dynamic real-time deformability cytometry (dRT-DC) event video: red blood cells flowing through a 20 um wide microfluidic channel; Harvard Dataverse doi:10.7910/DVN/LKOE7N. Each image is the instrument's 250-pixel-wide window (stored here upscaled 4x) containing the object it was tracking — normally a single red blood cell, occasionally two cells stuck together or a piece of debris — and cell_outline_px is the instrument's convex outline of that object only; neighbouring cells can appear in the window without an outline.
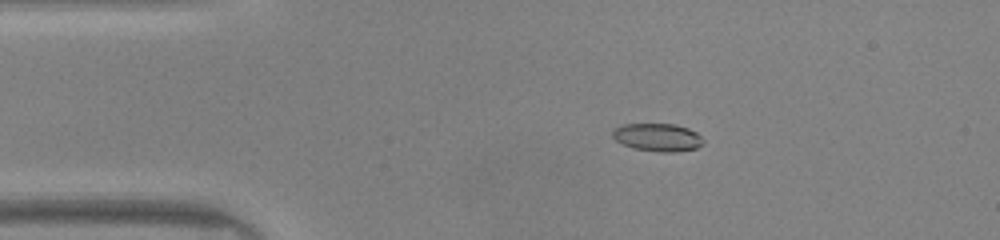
{"species": "common noctule bat (a hibernating species)", "species_latin": "Nyctalus noctula", "temperature_condition": "warm", "stored_images_in_passage": 39, "camera_frame_rate_fps": 3000, "um_per_image_px": 0.085, "animal": {"sex": "male", "body_mass_g": 20.0, "forearm_length_mm": 53.3}, "frame": {"image": 1, "passage_image": 6, "time_ms": 1.667, "image_size_px": [1000, 240], "cell_outline_px": [[704, 144], [696, 148], [676, 152], [660, 152], [632, 148], [616, 140], [612, 136], [612, 128], [624, 124], [676, 124], [688, 128], [696, 132], [704, 140]], "centroid_in_image_um": [55.9, 11.67], "position_along_channel_um": 29.1, "area_um2": 14.85}}
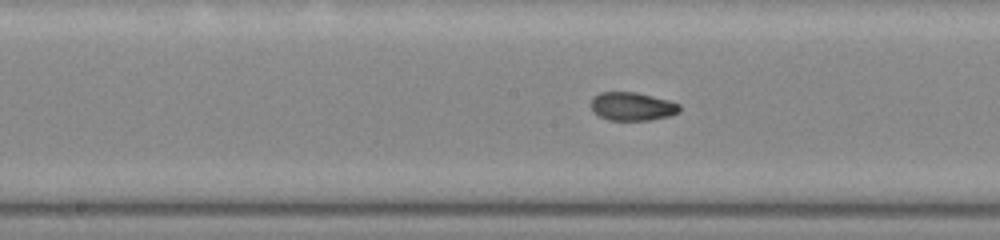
{"frame": {"image": 2, "passage_image": 21, "time_ms": 6.667, "image_size_px": [1000, 240], "cell_outline_px": [[680, 112], [668, 116], [648, 120], [608, 120], [592, 112], [592, 96], [600, 92], [636, 92], [668, 100], [680, 104]], "centroid_in_image_um": [53.72, 9.04], "position_along_channel_um": 194.5, "area_um2": 14.62}}
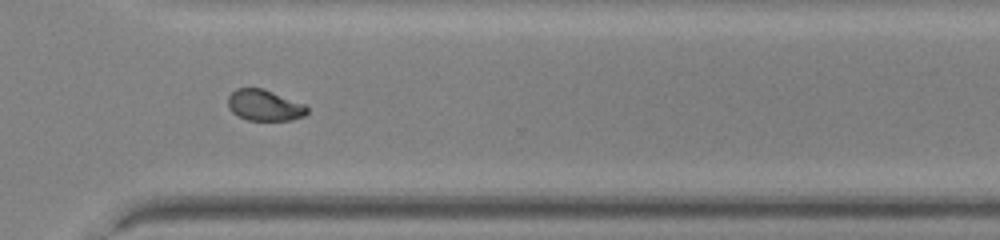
{"frame": {"image": 3, "passage_image": 32, "time_ms": 10.333, "image_size_px": [1000, 240], "cell_outline_px": [[308, 112], [304, 116], [292, 120], [248, 120], [232, 112], [228, 108], [228, 96], [236, 88], [264, 88], [304, 104], [308, 108]], "centroid_in_image_um": [22.48, 8.94], "position_along_channel_um": 348.1, "area_um2": 14.33}, "authors_computed_cell_mechanics": {"area_um2": 14.9124, "velocity_mm_per_s": 4.1874, "shape_relaxation_time_tau1_ms": 5.1845, "shape_relaxation_time_tau2_ms": 1.7922, "deformation_change_tau1": 0.1727, "deformation_change_tau2": 0.0426}}